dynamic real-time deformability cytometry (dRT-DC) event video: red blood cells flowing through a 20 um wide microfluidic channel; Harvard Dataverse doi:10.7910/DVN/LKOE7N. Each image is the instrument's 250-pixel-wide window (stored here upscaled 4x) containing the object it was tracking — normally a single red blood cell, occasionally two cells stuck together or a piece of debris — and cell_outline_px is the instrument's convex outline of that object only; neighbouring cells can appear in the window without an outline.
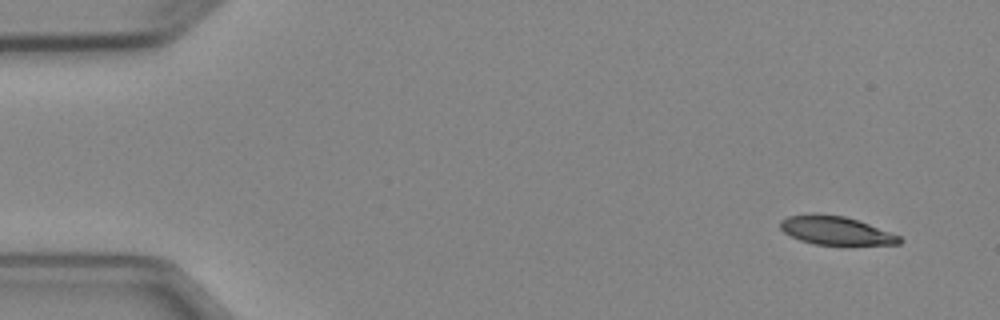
{"species": "Egyptian fruit bat (a non-hibernating species)", "species_latin": "Rousettus aegyptiacus", "temperature_condition": "cold", "stored_images_in_passage": 5, "camera_frame_rate_fps": 3000, "um_per_image_px": 0.085, "animal": {"sex": "female"}, "frame": {"image": 1, "passage_image": 1, "time_ms": 0.0, "image_size_px": [1000, 320], "cell_outline_px": [[904, 240], [900, 244], [812, 244], [800, 240], [784, 232], [780, 228], [780, 220], [788, 216], [812, 212], [844, 216], [868, 224], [900, 236]], "centroid_in_image_um": [70.99, 19.57], "position_along_channel_um": 14.0, "area_um2": 19.65}}
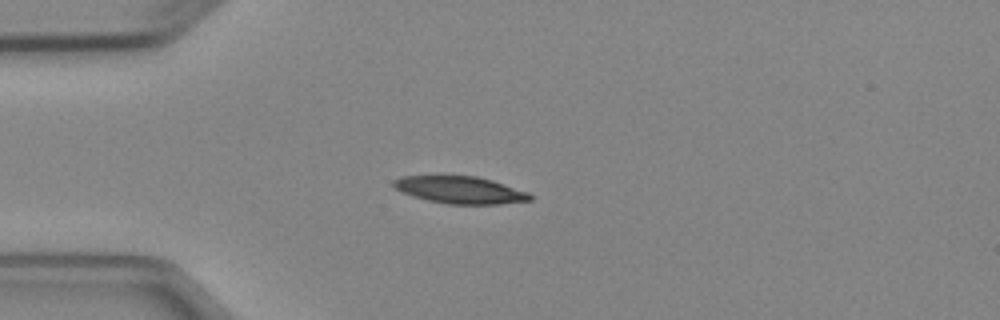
{"frame": {"image": 2, "passage_image": 4, "time_ms": 3.333, "image_size_px": [1000, 320], "cell_outline_px": [[532, 200], [500, 204], [448, 204], [428, 200], [404, 192], [396, 188], [392, 184], [392, 180], [400, 176], [440, 172], [476, 176], [492, 180], [528, 192], [532, 196]], "centroid_in_image_um": [39.04, 16.08], "position_along_channel_um": 46.0, "area_um2": 22.48}}